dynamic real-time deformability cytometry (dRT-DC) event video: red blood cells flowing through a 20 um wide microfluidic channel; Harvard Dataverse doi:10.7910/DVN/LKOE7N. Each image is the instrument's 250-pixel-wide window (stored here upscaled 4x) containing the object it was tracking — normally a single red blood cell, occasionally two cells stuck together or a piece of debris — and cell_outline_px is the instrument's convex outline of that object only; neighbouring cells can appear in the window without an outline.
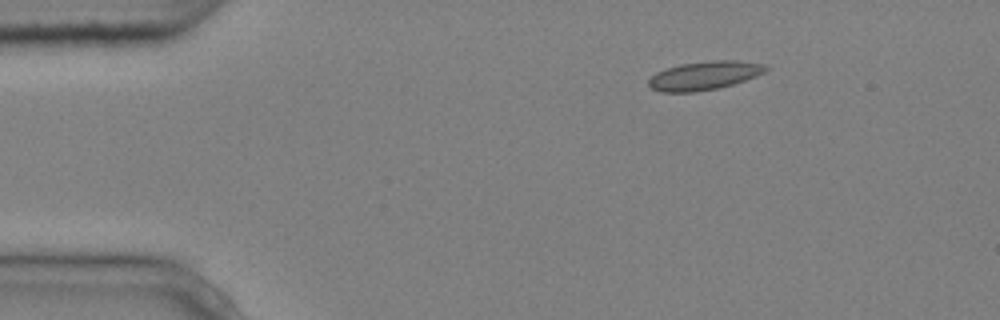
{"species": "common noctule bat (a hibernating species)", "species_latin": "Nyctalus noctula", "temperature_condition": "cold", "stored_images_in_passage": 6, "camera_frame_rate_fps": 3000, "um_per_image_px": 0.085, "animal": {"sex": "male", "body_mass_g": 20.4}, "frame": {"image": 1, "passage_image": 1, "time_ms": 0.0, "image_size_px": [1000, 320], "cell_outline_px": [[768, 68], [764, 72], [756, 76], [732, 84], [716, 88], [696, 92], [660, 92], [652, 88], [648, 84], [648, 80], [656, 72], [680, 64], [716, 60], [736, 60], [764, 64]], "centroid_in_image_um": [59.85, 6.42], "position_along_channel_um": 25.2, "area_um2": 19.31}}
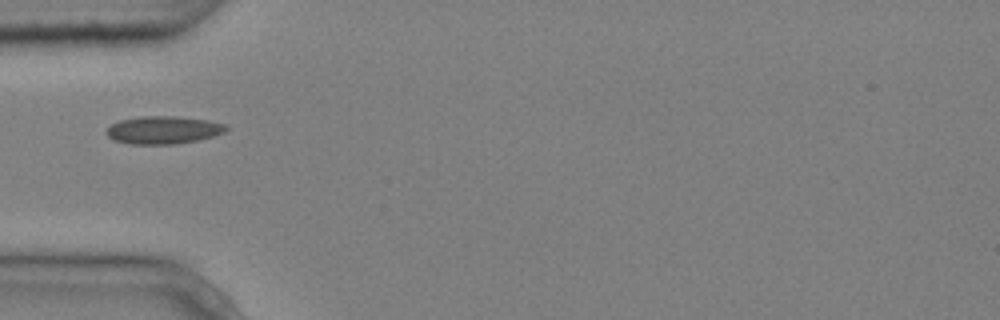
{"frame": {"image": 2, "passage_image": 3, "time_ms": 0.667, "image_size_px": [1000, 320], "cell_outline_px": [[228, 128], [224, 132], [212, 136], [196, 140], [176, 144], [128, 144], [116, 140], [108, 136], [104, 132], [112, 124], [120, 120], [140, 116], [176, 116], [208, 120], [224, 124]], "centroid_in_image_um": [13.86, 11.04], "position_along_channel_um": 71.1, "area_um2": 19.25}}
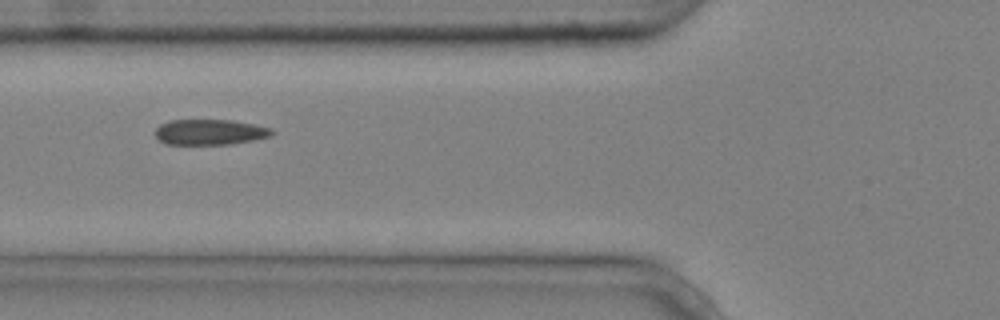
{"frame": {"image": 3, "passage_image": 4, "time_ms": 1.0, "image_size_px": [1000, 320], "cell_outline_px": [[276, 132], [272, 136], [232, 144], [164, 144], [156, 136], [156, 128], [160, 124], [168, 120], [232, 120], [272, 128]], "centroid_in_image_um": [17.86, 11.22], "position_along_channel_um": 107.9, "area_um2": 17.4}}